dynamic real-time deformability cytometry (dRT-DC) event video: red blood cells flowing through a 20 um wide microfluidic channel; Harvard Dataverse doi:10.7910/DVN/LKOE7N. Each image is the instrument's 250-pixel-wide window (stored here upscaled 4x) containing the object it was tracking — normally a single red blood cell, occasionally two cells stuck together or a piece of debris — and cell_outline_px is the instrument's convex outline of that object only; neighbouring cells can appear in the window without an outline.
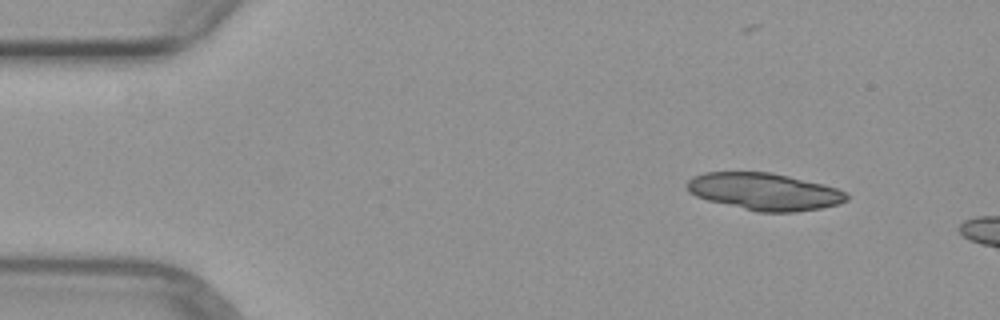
{"species": "common noctule bat (a hibernating species)", "species_latin": "Nyctalus noctula", "temperature_condition": "warm", "stored_images_in_passage": 2, "camera_frame_rate_fps": 3000, "um_per_image_px": 0.085, "animal": {"sex": "female", "body_mass_g": 29.2, "forearm_length_mm": 56.3}, "frame": {"image": 1, "passage_image": 1, "time_ms": 0.0, "image_size_px": [1000, 320], "cell_outline_px": [[848, 200], [840, 204], [820, 208], [796, 212], [756, 212], [708, 200], [696, 196], [688, 192], [684, 184], [692, 176], [704, 172], [768, 172], [788, 176], [824, 184], [836, 188], [844, 192], [848, 196]], "centroid_in_image_um": [64.94, 16.28], "position_along_channel_um": 20.1, "area_um2": 34.68}}